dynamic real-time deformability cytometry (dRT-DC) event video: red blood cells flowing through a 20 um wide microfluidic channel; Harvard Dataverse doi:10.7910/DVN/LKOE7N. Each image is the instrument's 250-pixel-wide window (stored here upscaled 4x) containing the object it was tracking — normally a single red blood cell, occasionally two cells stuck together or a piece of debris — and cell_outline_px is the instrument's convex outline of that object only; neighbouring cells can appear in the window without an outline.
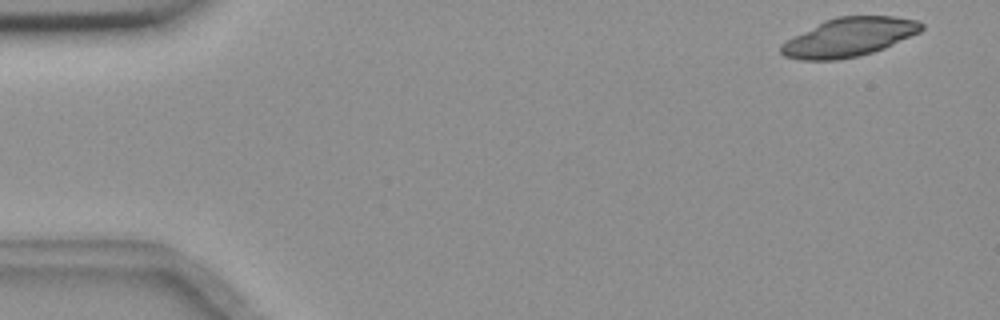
{"species": "common noctule bat (a hibernating species)", "species_latin": "Nyctalus noctula", "temperature_condition": "room temperature", "stored_images_in_passage": 6, "camera_frame_rate_fps": 3000, "um_per_image_px": 0.085, "animal": {"sex": "female", "body_mass_g": 18.4}, "frame": {"image": 1, "passage_image": 1, "time_ms": 0.0, "image_size_px": [1000, 320], "cell_outline_px": [[924, 28], [920, 32], [884, 48], [872, 52], [856, 56], [836, 60], [800, 60], [784, 56], [780, 52], [780, 44], [824, 20], [836, 16], [896, 16], [916, 20], [924, 24]], "centroid_in_image_um": [72.17, 3.16], "position_along_channel_um": 12.8, "area_um2": 31.56}}